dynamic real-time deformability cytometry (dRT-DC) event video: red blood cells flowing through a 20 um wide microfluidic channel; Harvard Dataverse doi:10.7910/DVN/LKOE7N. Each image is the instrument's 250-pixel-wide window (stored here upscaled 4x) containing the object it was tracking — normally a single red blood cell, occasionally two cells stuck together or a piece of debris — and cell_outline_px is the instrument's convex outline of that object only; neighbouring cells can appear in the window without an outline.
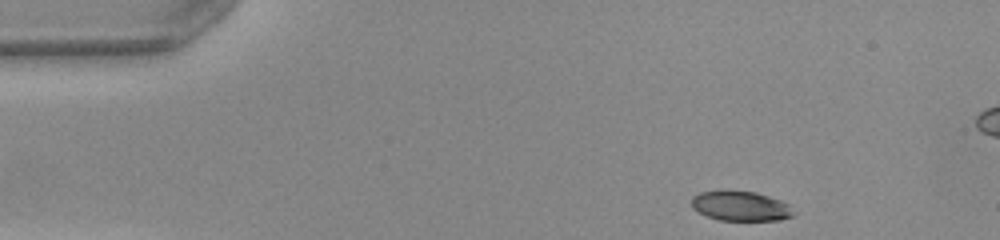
{"species": "common noctule bat (a hibernating species)", "species_latin": "Nyctalus noctula", "temperature_condition": "warm", "stored_images_in_passage": 35, "camera_frame_rate_fps": 3000, "um_per_image_px": 0.085, "animal": {"sex": "female", "body_mass_g": 22.0, "forearm_length_mm": 56.7}, "frame": {"image": 1, "passage_image": 1, "time_ms": 0.0, "image_size_px": [1000, 240], "cell_outline_px": [[796, 212], [792, 216], [780, 220], [720, 220], [708, 216], [692, 208], [692, 196], [700, 192], [720, 188], [728, 188], [756, 192], [780, 200], [788, 204]], "centroid_in_image_um": [62.93, 17.46], "position_along_channel_um": 22.1, "area_um2": 18.21}}
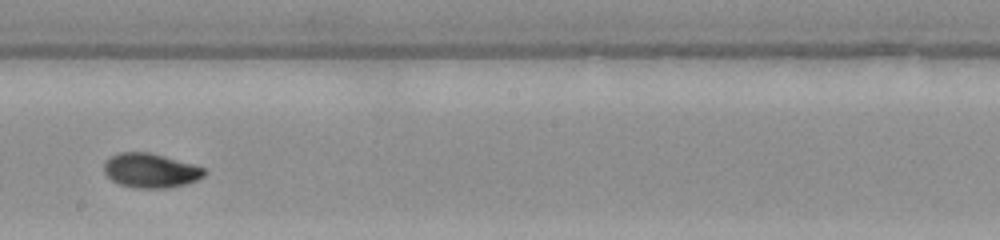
{"frame": {"image": 2, "passage_image": 23, "time_ms": 7.333, "image_size_px": [1000, 240], "cell_outline_px": [[208, 172], [204, 176], [188, 184], [168, 188], [136, 188], [120, 184], [112, 180], [104, 172], [104, 164], [112, 156], [120, 152], [148, 152], [164, 156], [192, 164], [204, 168]], "centroid_in_image_um": [12.83, 14.51], "position_along_channel_um": 235.4, "area_um2": 20.0}}
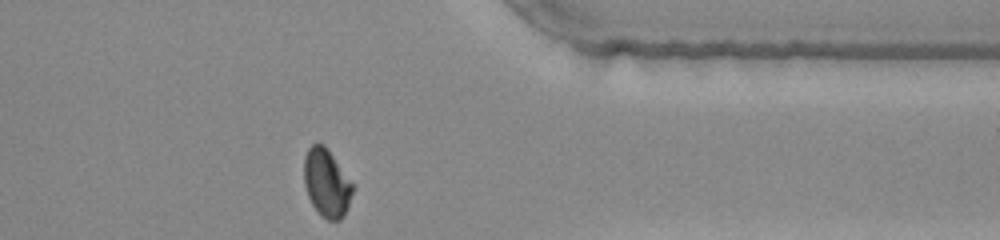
{"frame": {"image": 3, "passage_image": 35, "time_ms": 11.333, "image_size_px": [1000, 240], "cell_outline_px": [[356, 188], [344, 216], [340, 220], [328, 220], [320, 216], [312, 204], [308, 196], [304, 184], [304, 156], [308, 148], [316, 140], [324, 144], [356, 184]], "centroid_in_image_um": [27.8, 15.53], "position_along_channel_um": 383.6, "area_um2": 20.06}, "authors_computed_cell_mechanics": {"area_um2": 19.5364, "velocity_mm_per_s": 4.027, "shape_relaxation_time_tau1_ms": 5.5789, "shape_relaxation_time_tau2_ms": 1.8459, "deformation_change_tau1": 0.1968, "deformation_change_tau2": 0.049}}